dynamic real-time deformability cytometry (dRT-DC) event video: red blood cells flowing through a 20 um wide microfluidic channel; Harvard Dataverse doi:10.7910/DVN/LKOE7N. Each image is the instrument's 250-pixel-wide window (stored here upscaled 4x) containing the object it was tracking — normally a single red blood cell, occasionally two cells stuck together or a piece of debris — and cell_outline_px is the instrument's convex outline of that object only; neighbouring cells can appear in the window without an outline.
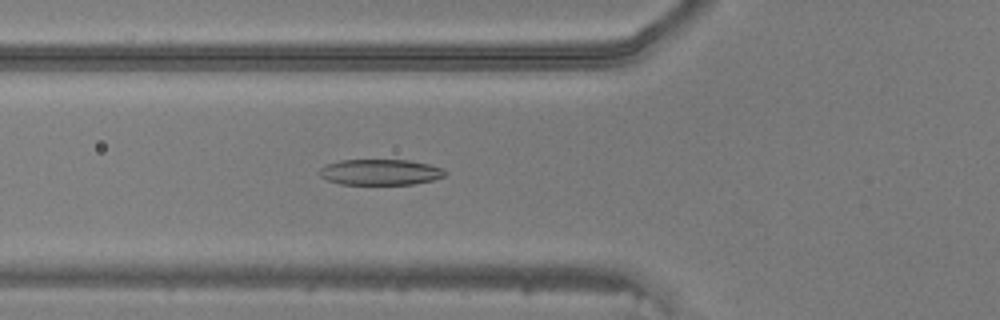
{"species": "common noctule bat (a hibernating species)", "species_latin": "Nyctalus noctula", "temperature_condition": "warm", "stored_images_in_passage": 37, "camera_frame_rate_fps": 3000, "um_per_image_px": 0.085, "animal": {"sex": "male", "body_mass_g": 20.5, "forearm_length_mm": 52.5}, "frame": {"image": 1, "passage_image": 18, "time_ms": 5.667, "image_size_px": [1000, 320], "cell_outline_px": [[444, 176], [432, 180], [412, 184], [340, 184], [328, 180], [320, 176], [320, 168], [324, 164], [340, 160], [408, 160], [428, 164], [444, 168]], "centroid_in_image_um": [32.29, 14.62], "position_along_channel_um": 93.5, "area_um2": 18.79}}
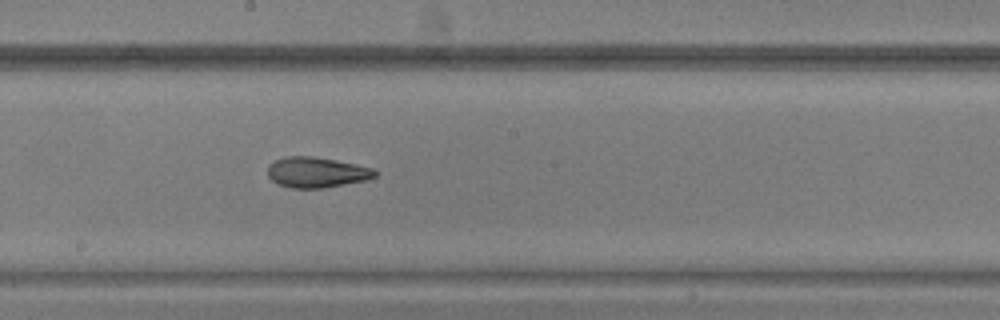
{"frame": {"image": 2, "passage_image": 27, "time_ms": 8.667, "image_size_px": [1000, 320], "cell_outline_px": [[376, 176], [368, 180], [324, 188], [292, 188], [280, 184], [272, 180], [268, 176], [268, 164], [276, 160], [288, 156], [312, 156], [356, 164], [372, 168], [376, 172]], "centroid_in_image_um": [26.92, 14.65], "position_along_channel_um": 221.3, "area_um2": 18.96}}
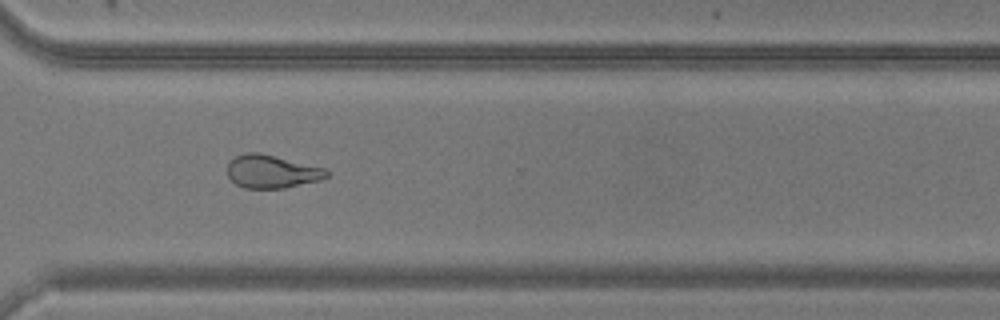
{"frame": {"image": 3, "passage_image": 36, "time_ms": 11.667, "image_size_px": [1000, 320], "cell_outline_px": [[328, 176], [320, 180], [284, 188], [244, 188], [236, 184], [228, 176], [228, 160], [244, 152], [260, 152], [324, 168], [328, 172]], "centroid_in_image_um": [23.06, 14.57], "position_along_channel_um": 347.5, "area_um2": 19.13}}